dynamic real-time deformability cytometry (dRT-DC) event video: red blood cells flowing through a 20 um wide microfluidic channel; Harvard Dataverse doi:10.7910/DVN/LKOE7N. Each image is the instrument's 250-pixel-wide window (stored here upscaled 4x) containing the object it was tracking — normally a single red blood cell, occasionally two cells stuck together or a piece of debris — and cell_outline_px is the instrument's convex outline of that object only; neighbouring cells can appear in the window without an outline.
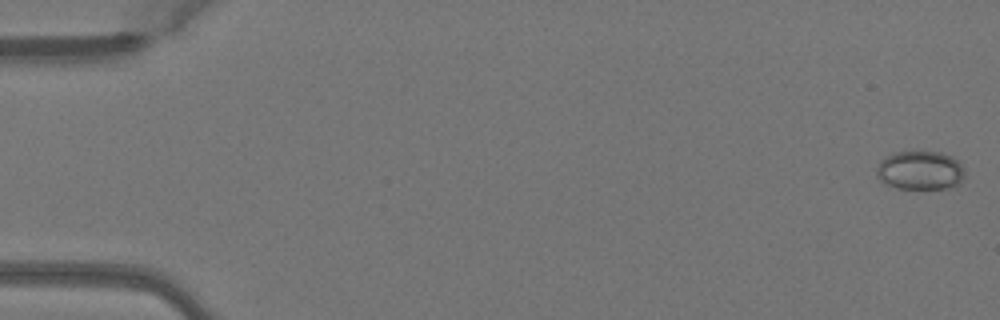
{"species": "Egyptian fruit bat (a non-hibernating species)", "species_latin": "Rousettus aegyptiacus", "temperature_condition": "warm", "stored_images_in_passage": 10, "camera_frame_rate_fps": 3000, "um_per_image_px": 0.085, "animal": {"sex": "female"}, "frame": {"image": 1, "passage_image": 1, "time_ms": 0.0, "image_size_px": [1000, 320], "cell_outline_px": [[964, 176], [960, 184], [944, 188], [896, 188], [884, 184], [876, 176], [876, 168], [880, 160], [896, 152], [940, 152], [952, 156], [964, 168]], "centroid_in_image_um": [78.19, 14.49], "position_along_channel_um": 6.8, "area_um2": 19.94}}